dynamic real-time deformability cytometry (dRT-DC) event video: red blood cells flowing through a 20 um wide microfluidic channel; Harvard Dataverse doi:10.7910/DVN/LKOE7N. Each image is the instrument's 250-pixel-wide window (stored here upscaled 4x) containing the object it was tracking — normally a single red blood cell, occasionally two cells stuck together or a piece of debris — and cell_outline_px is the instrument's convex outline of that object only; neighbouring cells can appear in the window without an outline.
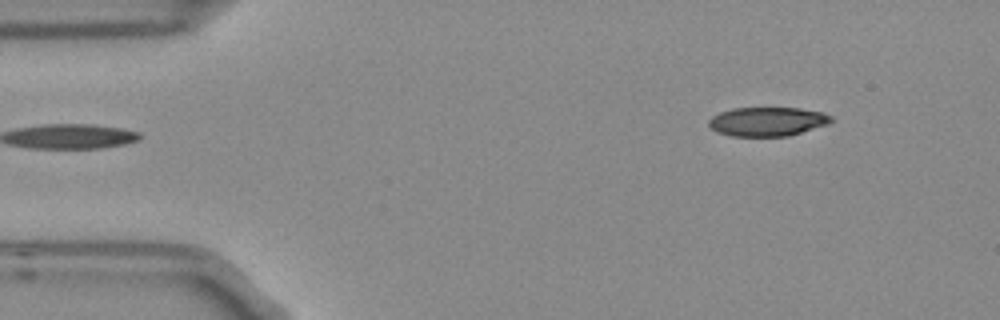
{"species": "Egyptian fruit bat (a non-hibernating species)", "species_latin": "Rousettus aegyptiacus", "temperature_condition": "room temperature", "stored_images_in_passage": 5, "camera_frame_rate_fps": 3000, "um_per_image_px": 0.085, "frame": {"image": 1, "passage_image": 5, "time_ms": 1.333, "image_size_px": [1000, 320], "cell_outline_px": [[836, 120], [828, 124], [788, 136], [732, 136], [716, 132], [708, 124], [708, 120], [712, 116], [720, 112], [732, 108], [800, 108], [824, 112], [832, 116]], "centroid_in_image_um": [65.25, 10.32], "position_along_channel_um": 19.7, "area_um2": 20.87}}